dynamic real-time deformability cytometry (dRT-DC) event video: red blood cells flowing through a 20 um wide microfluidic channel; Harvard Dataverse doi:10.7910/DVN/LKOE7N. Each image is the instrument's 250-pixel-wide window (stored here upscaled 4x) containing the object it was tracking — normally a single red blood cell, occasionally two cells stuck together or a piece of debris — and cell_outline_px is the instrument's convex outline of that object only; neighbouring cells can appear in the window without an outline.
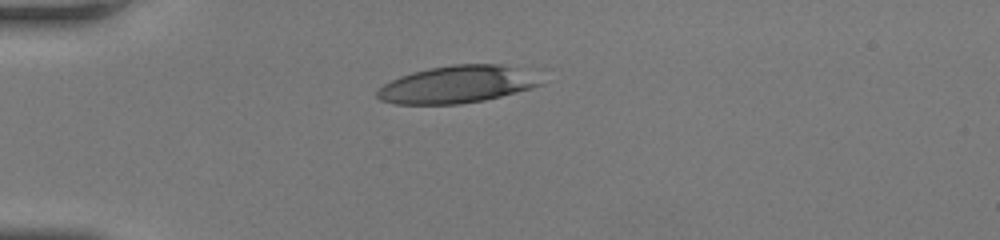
{"species": "human", "species_latin": "Homo sapiens", "temperature_condition": "room temperature", "stored_images_in_passage": 29, "segment_of_instrument_passage": [1, 2], "camera_frame_rate_fps": 3000, "um_per_image_px": 0.085, "donor": {"sex": "female"}, "frame": {"image": 1, "passage_image": 1, "time_ms": 0.0, "image_size_px": [1000, 240], "cell_outline_px": [[540, 84], [528, 88], [500, 96], [484, 100], [460, 104], [396, 104], [380, 100], [376, 96], [376, 92], [384, 84], [400, 76], [432, 68], [456, 64], [500, 64], [512, 68]], "centroid_in_image_um": [38.63, 7.21], "position_along_channel_um": 46.4, "area_um2": 33.93}}
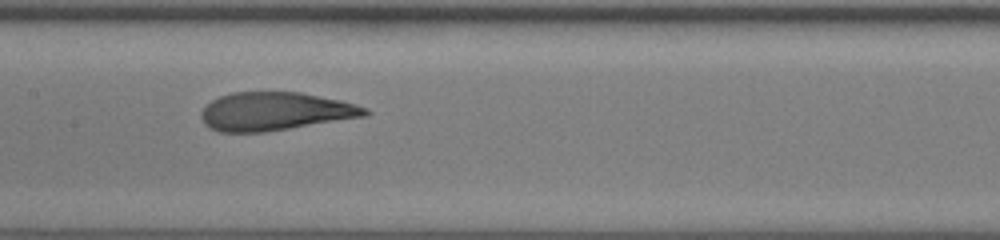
{"frame": {"image": 2, "passage_image": 13, "time_ms": 4.0, "image_size_px": [1000, 240], "cell_outline_px": [[372, 112], [368, 116], [264, 132], [220, 132], [208, 128], [204, 124], [200, 116], [200, 112], [204, 104], [220, 96], [232, 92], [300, 92], [340, 100], [356, 104], [368, 108]], "centroid_in_image_um": [23.37, 9.47], "position_along_channel_um": 184.0, "area_um2": 36.88}}
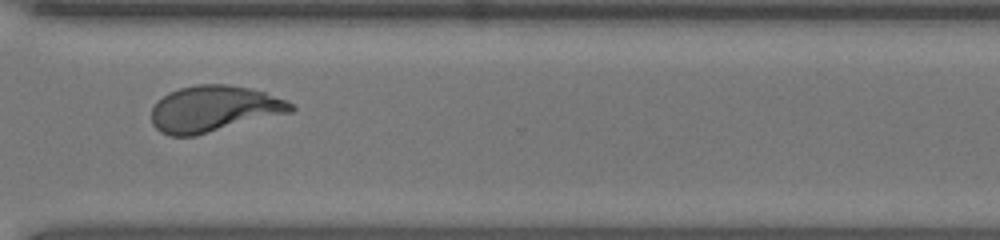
{"frame": {"image": 3, "passage_image": 25, "time_ms": 8.0, "image_size_px": [1000, 240], "cell_outline_px": [[296, 108], [292, 112], [196, 136], [168, 136], [160, 132], [152, 124], [152, 108], [168, 92], [180, 88], [196, 84], [228, 84], [248, 88], [264, 92], [284, 100], [292, 104]], "centroid_in_image_um": [18.17, 9.26], "position_along_channel_um": 352.4, "area_um2": 37.45}}